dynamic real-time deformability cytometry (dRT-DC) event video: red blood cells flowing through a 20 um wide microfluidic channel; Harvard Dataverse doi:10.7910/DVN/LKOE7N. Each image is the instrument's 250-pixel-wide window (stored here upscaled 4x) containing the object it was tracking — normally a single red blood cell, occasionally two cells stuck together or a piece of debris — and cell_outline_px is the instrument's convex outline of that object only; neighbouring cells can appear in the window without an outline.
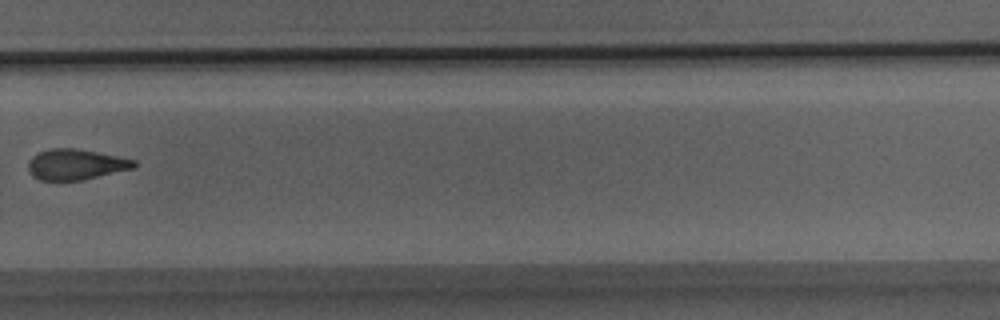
{"species": "Egyptian fruit bat (a non-hibernating species)", "species_latin": "Rousettus aegyptiacus", "temperature_condition": "room temperature", "stored_images_in_passage": 29, "camera_frame_rate_fps": 3000, "um_per_image_px": 0.085, "animal": {"sex": "male"}, "frame": {"image": 1, "passage_image": 19, "time_ms": 6.0, "image_size_px": [1000, 320], "cell_outline_px": [[136, 164], [132, 168], [80, 180], [40, 180], [32, 176], [28, 172], [28, 160], [32, 156], [40, 152], [52, 148], [76, 148], [136, 160]], "centroid_in_image_um": [6.37, 13.97], "position_along_channel_um": 323.4, "area_um2": 18.61}}
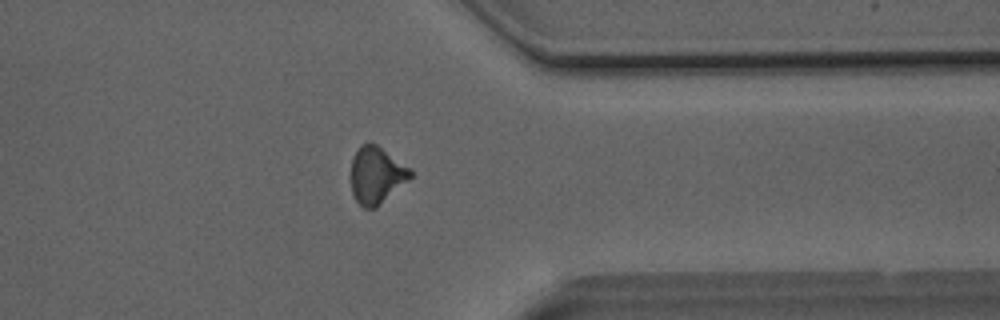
{"frame": {"image": 2, "passage_image": 22, "time_ms": 7.0, "image_size_px": [1000, 320], "cell_outline_px": [[412, 176], [408, 180], [376, 208], [364, 208], [356, 200], [352, 192], [352, 160], [360, 144], [376, 144], [408, 168], [412, 172]], "centroid_in_image_um": [31.98, 14.91], "position_along_channel_um": 379.4, "area_um2": 19.07}}
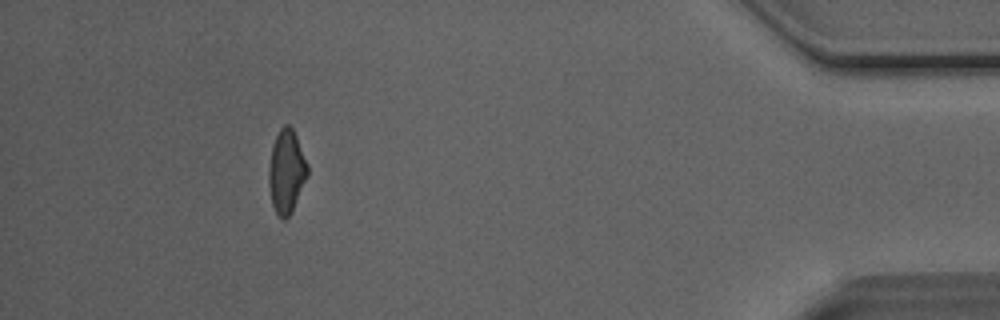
{"frame": {"image": 3, "passage_image": 26, "time_ms": 8.333, "image_size_px": [1000, 320], "cell_outline_px": [[308, 176], [292, 212], [284, 220], [280, 220], [272, 204], [268, 184], [268, 168], [272, 144], [280, 128], [284, 124], [288, 124], [292, 128], [296, 136], [308, 164]], "centroid_in_image_um": [24.34, 14.59], "position_along_channel_um": 410.9, "area_um2": 19.07}}